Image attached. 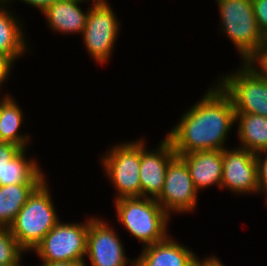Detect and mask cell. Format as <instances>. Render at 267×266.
Instances as JSON below:
<instances>
[{
	"label": "cell",
	"mask_w": 267,
	"mask_h": 266,
	"mask_svg": "<svg viewBox=\"0 0 267 266\" xmlns=\"http://www.w3.org/2000/svg\"><path fill=\"white\" fill-rule=\"evenodd\" d=\"M200 99L165 136L176 155L228 148L226 141L236 124L230 96L215 81Z\"/></svg>",
	"instance_id": "6da1fadb"
},
{
	"label": "cell",
	"mask_w": 267,
	"mask_h": 266,
	"mask_svg": "<svg viewBox=\"0 0 267 266\" xmlns=\"http://www.w3.org/2000/svg\"><path fill=\"white\" fill-rule=\"evenodd\" d=\"M118 223L142 246L164 240L169 234L171 216L153 198L126 197L114 200Z\"/></svg>",
	"instance_id": "7a4b0ae2"
},
{
	"label": "cell",
	"mask_w": 267,
	"mask_h": 266,
	"mask_svg": "<svg viewBox=\"0 0 267 266\" xmlns=\"http://www.w3.org/2000/svg\"><path fill=\"white\" fill-rule=\"evenodd\" d=\"M49 183L45 179L29 196L9 227L19 246L27 253L42 241L60 221L54 209Z\"/></svg>",
	"instance_id": "3957f363"
},
{
	"label": "cell",
	"mask_w": 267,
	"mask_h": 266,
	"mask_svg": "<svg viewBox=\"0 0 267 266\" xmlns=\"http://www.w3.org/2000/svg\"><path fill=\"white\" fill-rule=\"evenodd\" d=\"M215 2L220 12V29L234 44L241 62H245L263 43V33L256 22L252 0Z\"/></svg>",
	"instance_id": "277c9868"
},
{
	"label": "cell",
	"mask_w": 267,
	"mask_h": 266,
	"mask_svg": "<svg viewBox=\"0 0 267 266\" xmlns=\"http://www.w3.org/2000/svg\"><path fill=\"white\" fill-rule=\"evenodd\" d=\"M103 155L101 165L117 193L114 200L141 197L140 140L115 144Z\"/></svg>",
	"instance_id": "5b68a950"
},
{
	"label": "cell",
	"mask_w": 267,
	"mask_h": 266,
	"mask_svg": "<svg viewBox=\"0 0 267 266\" xmlns=\"http://www.w3.org/2000/svg\"><path fill=\"white\" fill-rule=\"evenodd\" d=\"M93 218H86L84 223H65L60 220L32 252L42 262H86L87 233Z\"/></svg>",
	"instance_id": "8992f818"
},
{
	"label": "cell",
	"mask_w": 267,
	"mask_h": 266,
	"mask_svg": "<svg viewBox=\"0 0 267 266\" xmlns=\"http://www.w3.org/2000/svg\"><path fill=\"white\" fill-rule=\"evenodd\" d=\"M234 73L223 74L216 81L230 96L235 113L267 117V81L244 62Z\"/></svg>",
	"instance_id": "52a82bcc"
},
{
	"label": "cell",
	"mask_w": 267,
	"mask_h": 266,
	"mask_svg": "<svg viewBox=\"0 0 267 266\" xmlns=\"http://www.w3.org/2000/svg\"><path fill=\"white\" fill-rule=\"evenodd\" d=\"M110 3H92L89 5L83 43L90 57L97 64H106L114 51L120 22Z\"/></svg>",
	"instance_id": "ba28073f"
},
{
	"label": "cell",
	"mask_w": 267,
	"mask_h": 266,
	"mask_svg": "<svg viewBox=\"0 0 267 266\" xmlns=\"http://www.w3.org/2000/svg\"><path fill=\"white\" fill-rule=\"evenodd\" d=\"M198 193L185 161L176 155L169 162L162 192L155 200L170 216L173 212L192 213L197 208Z\"/></svg>",
	"instance_id": "9c48e42d"
},
{
	"label": "cell",
	"mask_w": 267,
	"mask_h": 266,
	"mask_svg": "<svg viewBox=\"0 0 267 266\" xmlns=\"http://www.w3.org/2000/svg\"><path fill=\"white\" fill-rule=\"evenodd\" d=\"M97 215L89 222L86 256L91 266H135L111 225Z\"/></svg>",
	"instance_id": "30bf717a"
},
{
	"label": "cell",
	"mask_w": 267,
	"mask_h": 266,
	"mask_svg": "<svg viewBox=\"0 0 267 266\" xmlns=\"http://www.w3.org/2000/svg\"><path fill=\"white\" fill-rule=\"evenodd\" d=\"M223 167L220 188L235 194H260L257 180L256 154L235 147L222 150Z\"/></svg>",
	"instance_id": "8fae6325"
},
{
	"label": "cell",
	"mask_w": 267,
	"mask_h": 266,
	"mask_svg": "<svg viewBox=\"0 0 267 266\" xmlns=\"http://www.w3.org/2000/svg\"><path fill=\"white\" fill-rule=\"evenodd\" d=\"M145 142L144 138L140 139L141 196L156 199L162 192L169 162L176 153L166 137L153 150H148Z\"/></svg>",
	"instance_id": "7c38bea8"
},
{
	"label": "cell",
	"mask_w": 267,
	"mask_h": 266,
	"mask_svg": "<svg viewBox=\"0 0 267 266\" xmlns=\"http://www.w3.org/2000/svg\"><path fill=\"white\" fill-rule=\"evenodd\" d=\"M169 234L164 240L142 247L135 257L136 266H192L197 256L190 247L175 241Z\"/></svg>",
	"instance_id": "4fadbf2b"
},
{
	"label": "cell",
	"mask_w": 267,
	"mask_h": 266,
	"mask_svg": "<svg viewBox=\"0 0 267 266\" xmlns=\"http://www.w3.org/2000/svg\"><path fill=\"white\" fill-rule=\"evenodd\" d=\"M178 156L185 161L198 192L214 185H217L220 190L223 167L222 150L196 151Z\"/></svg>",
	"instance_id": "5bb4252c"
},
{
	"label": "cell",
	"mask_w": 267,
	"mask_h": 266,
	"mask_svg": "<svg viewBox=\"0 0 267 266\" xmlns=\"http://www.w3.org/2000/svg\"><path fill=\"white\" fill-rule=\"evenodd\" d=\"M81 3L87 0H58L48 6L41 14L53 32L58 34H82L86 26L89 7L83 11ZM64 33V34H63Z\"/></svg>",
	"instance_id": "9a60e30c"
},
{
	"label": "cell",
	"mask_w": 267,
	"mask_h": 266,
	"mask_svg": "<svg viewBox=\"0 0 267 266\" xmlns=\"http://www.w3.org/2000/svg\"><path fill=\"white\" fill-rule=\"evenodd\" d=\"M14 13L9 6L0 5V52L15 64L17 59L27 54L30 46L25 39L24 22Z\"/></svg>",
	"instance_id": "2e32d148"
},
{
	"label": "cell",
	"mask_w": 267,
	"mask_h": 266,
	"mask_svg": "<svg viewBox=\"0 0 267 266\" xmlns=\"http://www.w3.org/2000/svg\"><path fill=\"white\" fill-rule=\"evenodd\" d=\"M235 123H238L239 148L254 154L267 150V117L235 113Z\"/></svg>",
	"instance_id": "e0dca14e"
},
{
	"label": "cell",
	"mask_w": 267,
	"mask_h": 266,
	"mask_svg": "<svg viewBox=\"0 0 267 266\" xmlns=\"http://www.w3.org/2000/svg\"><path fill=\"white\" fill-rule=\"evenodd\" d=\"M43 181L0 186V228H9L29 196Z\"/></svg>",
	"instance_id": "ac0fdd59"
},
{
	"label": "cell",
	"mask_w": 267,
	"mask_h": 266,
	"mask_svg": "<svg viewBox=\"0 0 267 266\" xmlns=\"http://www.w3.org/2000/svg\"><path fill=\"white\" fill-rule=\"evenodd\" d=\"M23 118L20 105L10 95L0 107V142L13 143L21 149H28L27 145L32 141L29 133L20 132Z\"/></svg>",
	"instance_id": "d6986e66"
},
{
	"label": "cell",
	"mask_w": 267,
	"mask_h": 266,
	"mask_svg": "<svg viewBox=\"0 0 267 266\" xmlns=\"http://www.w3.org/2000/svg\"><path fill=\"white\" fill-rule=\"evenodd\" d=\"M28 149H21L10 161L6 162L2 170L0 186L11 184H23L28 181H44L46 174L43 173L34 157L28 158ZM28 158V159H27Z\"/></svg>",
	"instance_id": "ffe728a7"
},
{
	"label": "cell",
	"mask_w": 267,
	"mask_h": 266,
	"mask_svg": "<svg viewBox=\"0 0 267 266\" xmlns=\"http://www.w3.org/2000/svg\"><path fill=\"white\" fill-rule=\"evenodd\" d=\"M24 253L10 228H0V266L16 262Z\"/></svg>",
	"instance_id": "44dd1931"
},
{
	"label": "cell",
	"mask_w": 267,
	"mask_h": 266,
	"mask_svg": "<svg viewBox=\"0 0 267 266\" xmlns=\"http://www.w3.org/2000/svg\"><path fill=\"white\" fill-rule=\"evenodd\" d=\"M244 63L267 81V50L263 46L258 48Z\"/></svg>",
	"instance_id": "7402d4cb"
},
{
	"label": "cell",
	"mask_w": 267,
	"mask_h": 266,
	"mask_svg": "<svg viewBox=\"0 0 267 266\" xmlns=\"http://www.w3.org/2000/svg\"><path fill=\"white\" fill-rule=\"evenodd\" d=\"M256 167L259 191L262 194L267 190V150L256 154Z\"/></svg>",
	"instance_id": "603a6c76"
},
{
	"label": "cell",
	"mask_w": 267,
	"mask_h": 266,
	"mask_svg": "<svg viewBox=\"0 0 267 266\" xmlns=\"http://www.w3.org/2000/svg\"><path fill=\"white\" fill-rule=\"evenodd\" d=\"M254 15L263 35L267 32V0H252Z\"/></svg>",
	"instance_id": "cb8c5ba5"
},
{
	"label": "cell",
	"mask_w": 267,
	"mask_h": 266,
	"mask_svg": "<svg viewBox=\"0 0 267 266\" xmlns=\"http://www.w3.org/2000/svg\"><path fill=\"white\" fill-rule=\"evenodd\" d=\"M21 148L13 143L0 142V179H2V170L6 162L10 161Z\"/></svg>",
	"instance_id": "d4e9b609"
},
{
	"label": "cell",
	"mask_w": 267,
	"mask_h": 266,
	"mask_svg": "<svg viewBox=\"0 0 267 266\" xmlns=\"http://www.w3.org/2000/svg\"><path fill=\"white\" fill-rule=\"evenodd\" d=\"M14 63L3 53L0 52V87L9 80Z\"/></svg>",
	"instance_id": "484cf974"
},
{
	"label": "cell",
	"mask_w": 267,
	"mask_h": 266,
	"mask_svg": "<svg viewBox=\"0 0 267 266\" xmlns=\"http://www.w3.org/2000/svg\"><path fill=\"white\" fill-rule=\"evenodd\" d=\"M202 259H200L197 255L192 263V266H225L218 257L213 255Z\"/></svg>",
	"instance_id": "4316f807"
},
{
	"label": "cell",
	"mask_w": 267,
	"mask_h": 266,
	"mask_svg": "<svg viewBox=\"0 0 267 266\" xmlns=\"http://www.w3.org/2000/svg\"><path fill=\"white\" fill-rule=\"evenodd\" d=\"M24 4L31 5L32 7L38 9L42 13L48 6L52 5L58 0H18Z\"/></svg>",
	"instance_id": "83f0119b"
},
{
	"label": "cell",
	"mask_w": 267,
	"mask_h": 266,
	"mask_svg": "<svg viewBox=\"0 0 267 266\" xmlns=\"http://www.w3.org/2000/svg\"><path fill=\"white\" fill-rule=\"evenodd\" d=\"M40 266H86V263L76 261L42 262Z\"/></svg>",
	"instance_id": "f1b7e54d"
},
{
	"label": "cell",
	"mask_w": 267,
	"mask_h": 266,
	"mask_svg": "<svg viewBox=\"0 0 267 266\" xmlns=\"http://www.w3.org/2000/svg\"><path fill=\"white\" fill-rule=\"evenodd\" d=\"M22 257H23V255L16 262H14L10 265H5V266H23L22 265L23 263H21L22 261H24V260H22Z\"/></svg>",
	"instance_id": "f546056e"
},
{
	"label": "cell",
	"mask_w": 267,
	"mask_h": 266,
	"mask_svg": "<svg viewBox=\"0 0 267 266\" xmlns=\"http://www.w3.org/2000/svg\"><path fill=\"white\" fill-rule=\"evenodd\" d=\"M13 2H15V0H0V5H7V6H9L10 3L12 4Z\"/></svg>",
	"instance_id": "4dcf8cb0"
},
{
	"label": "cell",
	"mask_w": 267,
	"mask_h": 266,
	"mask_svg": "<svg viewBox=\"0 0 267 266\" xmlns=\"http://www.w3.org/2000/svg\"><path fill=\"white\" fill-rule=\"evenodd\" d=\"M2 87H0V89H1ZM0 93H1V90H0ZM10 96V94H5V95H3L2 96V98H0V107H1V105L4 103V101L8 98Z\"/></svg>",
	"instance_id": "1f68e13d"
},
{
	"label": "cell",
	"mask_w": 267,
	"mask_h": 266,
	"mask_svg": "<svg viewBox=\"0 0 267 266\" xmlns=\"http://www.w3.org/2000/svg\"><path fill=\"white\" fill-rule=\"evenodd\" d=\"M262 46L267 50V32L263 35Z\"/></svg>",
	"instance_id": "d6a6232c"
},
{
	"label": "cell",
	"mask_w": 267,
	"mask_h": 266,
	"mask_svg": "<svg viewBox=\"0 0 267 266\" xmlns=\"http://www.w3.org/2000/svg\"><path fill=\"white\" fill-rule=\"evenodd\" d=\"M90 3H107L108 0H87Z\"/></svg>",
	"instance_id": "836d02e7"
},
{
	"label": "cell",
	"mask_w": 267,
	"mask_h": 266,
	"mask_svg": "<svg viewBox=\"0 0 267 266\" xmlns=\"http://www.w3.org/2000/svg\"><path fill=\"white\" fill-rule=\"evenodd\" d=\"M263 194H266V201H267V190L263 193ZM266 204H267V202H266Z\"/></svg>",
	"instance_id": "e575fe53"
}]
</instances>
